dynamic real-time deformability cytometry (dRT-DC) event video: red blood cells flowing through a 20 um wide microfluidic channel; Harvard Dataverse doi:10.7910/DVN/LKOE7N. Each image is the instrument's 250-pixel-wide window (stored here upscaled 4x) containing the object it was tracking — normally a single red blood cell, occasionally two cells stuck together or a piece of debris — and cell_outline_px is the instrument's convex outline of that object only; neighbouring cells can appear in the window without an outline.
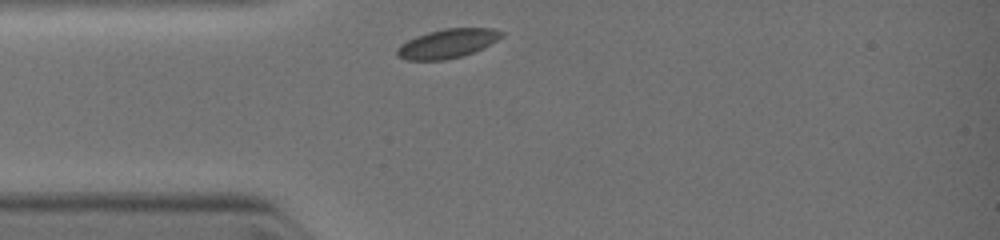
{"species": "common noctule bat (a hibernating species)", "species_latin": "Nyctalus noctula", "temperature_condition": "warm", "stored_images_in_passage": 9, "camera_frame_rate_fps": 3000, "um_per_image_px": 0.085, "animal": {"sex": "female", "body_mass_g": 19.0, "forearm_length_mm": 51.5}, "frame": {"image": 1, "passage_image": 1, "time_ms": 0.0, "image_size_px": [1000, 240], "cell_outline_px": [[504, 36], [464, 56], [444, 60], [404, 60], [396, 56], [396, 48], [400, 44], [416, 36], [428, 32], [444, 28], [492, 28], [504, 32]], "centroid_in_image_um": [37.98, 3.7], "position_along_channel_um": 47.0, "area_um2": 17.69}}
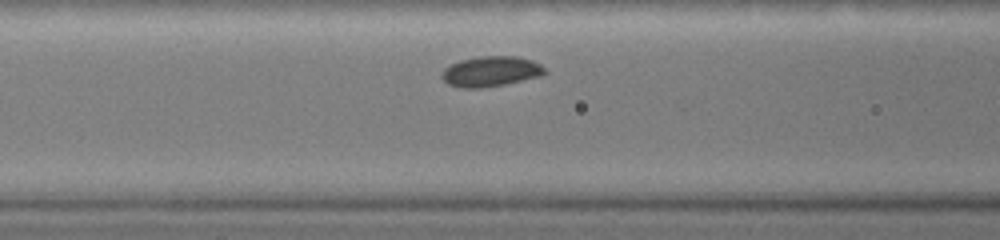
{"frame": {"image": 2, "passage_image": 6, "time_ms": 1.667, "image_size_px": [1000, 240], "cell_outline_px": [[548, 72], [544, 76], [504, 84], [480, 88], [460, 88], [448, 84], [440, 76], [444, 68], [460, 60], [480, 56], [516, 56], [532, 60], [540, 64]], "centroid_in_image_um": [41.74, 6.07], "position_along_channel_um": 124.9, "area_um2": 18.32}}
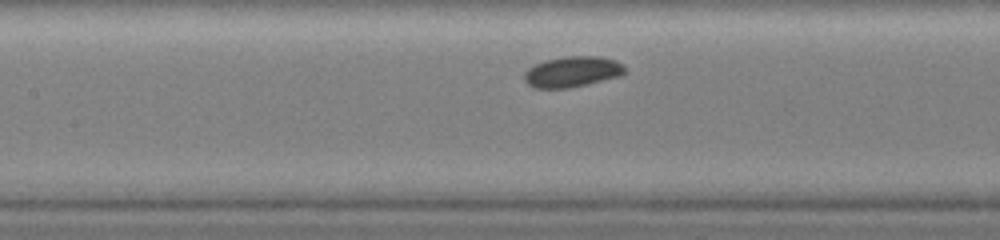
{"frame": {"image": 3, "passage_image": 8, "time_ms": 2.333, "image_size_px": [1000, 240], "cell_outline_px": [[624, 72], [620, 76], [588, 84], [568, 88], [532, 88], [524, 80], [524, 72], [528, 68], [536, 64], [548, 60], [568, 56], [600, 56], [616, 60], [624, 64]], "centroid_in_image_um": [48.65, 6.1], "position_along_channel_um": 158.7, "area_um2": 17.98}}